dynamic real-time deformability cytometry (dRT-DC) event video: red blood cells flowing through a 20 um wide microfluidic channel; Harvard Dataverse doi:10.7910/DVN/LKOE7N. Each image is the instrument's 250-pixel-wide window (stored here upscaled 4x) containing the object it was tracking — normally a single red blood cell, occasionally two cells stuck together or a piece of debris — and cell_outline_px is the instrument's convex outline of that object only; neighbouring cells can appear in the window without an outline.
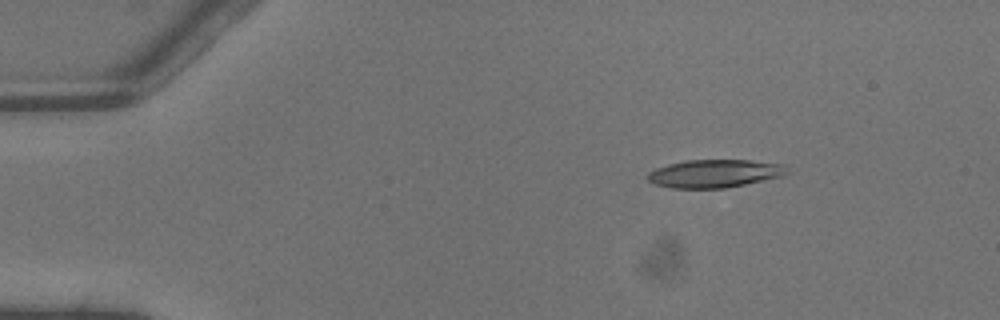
{"species": "common noctule bat (a hibernating species)", "species_latin": "Nyctalus noctula", "temperature_condition": "warm", "stored_images_in_passage": 2, "camera_frame_rate_fps": 3000, "um_per_image_px": 0.085, "animal": {"sex": "male", "body_mass_g": 13.3}, "frame": {"image": 1, "passage_image": 1, "time_ms": 0.0, "image_size_px": [1000, 320], "cell_outline_px": [[788, 172], [784, 176], [724, 188], [672, 188], [652, 184], [648, 180], [648, 172], [656, 168], [668, 164], [684, 160], [748, 160], [784, 164]], "centroid_in_image_um": [60.72, 14.75], "position_along_channel_um": 24.3, "area_um2": 22.77}}